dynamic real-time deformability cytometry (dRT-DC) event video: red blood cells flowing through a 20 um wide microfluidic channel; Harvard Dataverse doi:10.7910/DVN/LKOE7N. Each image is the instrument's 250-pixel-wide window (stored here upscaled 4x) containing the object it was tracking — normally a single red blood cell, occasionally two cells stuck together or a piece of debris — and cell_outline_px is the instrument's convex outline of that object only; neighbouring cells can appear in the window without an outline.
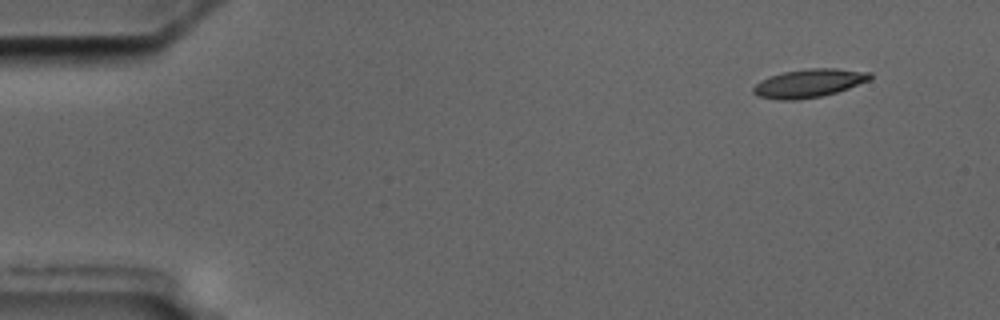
{"species": "common noctule bat (a hibernating species)", "species_latin": "Nyctalus noctula", "temperature_condition": "cold", "stored_images_in_passage": 10, "camera_frame_rate_fps": 3000, "um_per_image_px": 0.085, "animal": {"sex": "male", "body_mass_g": 17.5, "forearm_length_mm": 52.3}, "frame": {"image": 1, "passage_image": 1, "time_ms": 0.0, "image_size_px": [1000, 320], "cell_outline_px": [[872, 76], [868, 80], [848, 88], [824, 96], [800, 100], [776, 100], [756, 96], [752, 92], [752, 88], [760, 80], [784, 72], [808, 68], [836, 68], [872, 72]], "centroid_in_image_um": [68.73, 7.08], "position_along_channel_um": 16.3, "area_um2": 19.42}}